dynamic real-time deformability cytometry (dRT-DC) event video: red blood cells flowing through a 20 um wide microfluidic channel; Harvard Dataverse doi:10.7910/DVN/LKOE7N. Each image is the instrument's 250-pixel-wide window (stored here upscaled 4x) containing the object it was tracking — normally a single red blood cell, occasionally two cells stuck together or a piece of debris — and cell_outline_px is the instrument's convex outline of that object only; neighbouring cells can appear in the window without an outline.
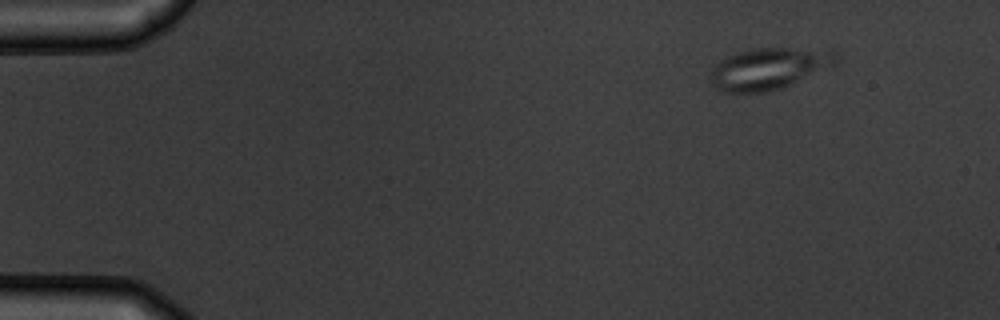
{"species": "common noctule bat (a hibernating species)", "species_latin": "Nyctalus noctula", "temperature_condition": "warm", "stored_images_in_passage": 4, "camera_frame_rate_fps": 3000, "um_per_image_px": 0.085, "animal": {"sex": "male", "body_mass_g": 19.5, "forearm_length_mm": 54.6}, "frame": {"image": 1, "passage_image": 1, "time_ms": 0.0, "image_size_px": [1000, 320], "cell_outline_px": [[836, 64], [832, 68], [780, 88], [768, 92], [724, 92], [716, 88], [708, 76], [712, 68], [720, 60], [736, 52], [756, 48], [828, 48], [836, 56]], "centroid_in_image_um": [65.38, 5.82], "position_along_channel_um": 19.6, "area_um2": 30.75}}